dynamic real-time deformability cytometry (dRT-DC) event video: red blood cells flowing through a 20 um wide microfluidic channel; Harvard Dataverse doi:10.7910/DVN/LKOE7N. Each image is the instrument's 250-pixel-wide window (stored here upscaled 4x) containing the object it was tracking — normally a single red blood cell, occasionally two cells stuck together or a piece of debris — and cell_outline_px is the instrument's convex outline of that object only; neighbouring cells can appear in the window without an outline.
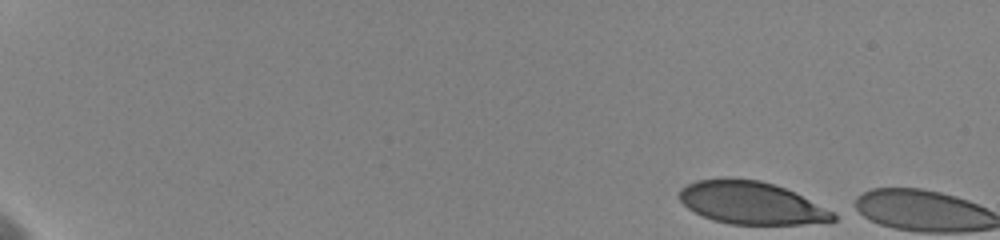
{"species": "human", "species_latin": "Homo sapiens", "temperature_condition": "cold", "stored_images_in_passage": 3, "camera_frame_rate_fps": 3000, "um_per_image_px": 0.085, "donor": {"sex": "female"}, "frame": {"image": 1, "passage_image": 1, "time_ms": 0.0, "image_size_px": [1000, 240], "cell_outline_px": [[836, 220], [800, 224], [728, 224], [712, 220], [688, 208], [680, 200], [680, 188], [696, 180], [724, 176], [760, 180], [784, 188], [836, 212]], "centroid_in_image_um": [63.82, 17.22], "position_along_channel_um": 21.2, "area_um2": 38.21}}